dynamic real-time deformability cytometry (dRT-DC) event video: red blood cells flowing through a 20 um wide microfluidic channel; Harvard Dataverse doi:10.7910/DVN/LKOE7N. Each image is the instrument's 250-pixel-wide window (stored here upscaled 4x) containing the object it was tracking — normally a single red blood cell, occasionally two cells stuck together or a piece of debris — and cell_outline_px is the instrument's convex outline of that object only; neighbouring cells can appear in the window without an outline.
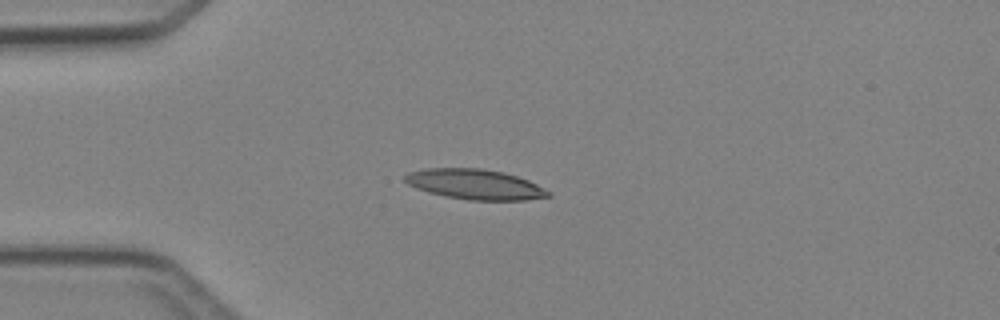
{"species": "Egyptian fruit bat (a non-hibernating species)", "species_latin": "Rousettus aegyptiacus", "temperature_condition": "cold", "stored_images_in_passage": 1, "camera_frame_rate_fps": 3000, "um_per_image_px": 0.085, "animal": {"sex": "female"}, "frame": {"image": 1, "passage_image": 1, "time_ms": 0.0, "image_size_px": [1000, 320], "cell_outline_px": [[552, 196], [524, 200], [468, 200], [444, 196], [428, 192], [416, 188], [408, 184], [404, 180], [404, 176], [408, 172], [424, 168], [480, 168], [504, 172], [528, 180], [552, 192]], "centroid_in_image_um": [40.36, 15.66], "position_along_channel_um": 44.6, "area_um2": 25.32}}